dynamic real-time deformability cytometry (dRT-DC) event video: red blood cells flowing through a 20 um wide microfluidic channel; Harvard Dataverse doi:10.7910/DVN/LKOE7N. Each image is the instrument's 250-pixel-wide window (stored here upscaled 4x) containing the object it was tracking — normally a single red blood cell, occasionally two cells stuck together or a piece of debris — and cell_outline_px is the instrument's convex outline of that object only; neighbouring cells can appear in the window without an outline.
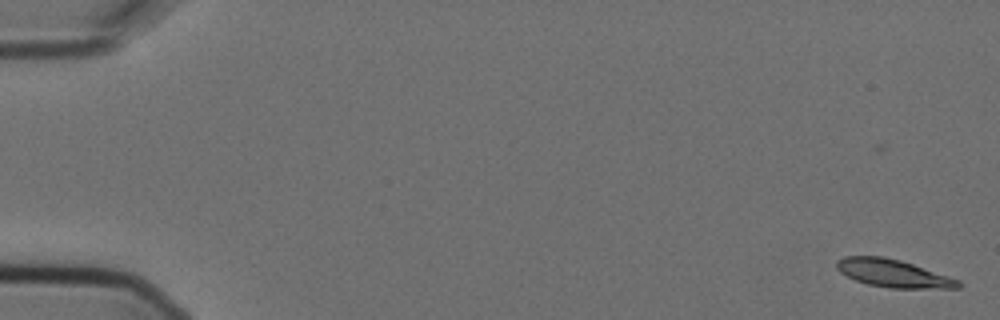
{"species": "Egyptian fruit bat (a non-hibernating species)", "species_latin": "Rousettus aegyptiacus", "temperature_condition": "cold", "stored_images_in_passage": 5, "camera_frame_rate_fps": 3000, "um_per_image_px": 0.085, "animal": {"sex": "female"}, "frame": {"image": 1, "passage_image": 1, "time_ms": 0.0, "image_size_px": [1000, 320], "cell_outline_px": [[960, 288], [888, 288], [868, 284], [856, 280], [840, 272], [836, 268], [836, 260], [844, 256], [884, 256], [900, 260], [960, 280]], "centroid_in_image_um": [75.89, 23.23], "position_along_channel_um": 9.1, "area_um2": 19.54}}